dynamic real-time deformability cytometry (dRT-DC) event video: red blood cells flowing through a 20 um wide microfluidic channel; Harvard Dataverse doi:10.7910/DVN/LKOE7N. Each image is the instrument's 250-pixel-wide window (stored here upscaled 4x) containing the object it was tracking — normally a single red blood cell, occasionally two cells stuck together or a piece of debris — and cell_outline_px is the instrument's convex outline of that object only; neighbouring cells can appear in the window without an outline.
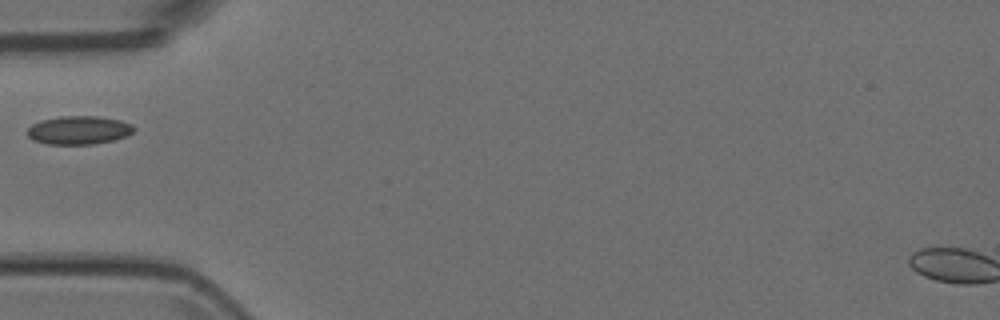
{"species": "Egyptian fruit bat (a non-hibernating species)", "species_latin": "Rousettus aegyptiacus", "temperature_condition": "room temperature", "stored_images_in_passage": 37, "camera_frame_rate_fps": 3000, "um_per_image_px": 0.085, "animal": {"sex": "female"}, "frame": {"image": 1, "passage_image": 1, "time_ms": 0.0, "image_size_px": [1000, 320], "cell_outline_px": [[136, 128], [128, 136], [96, 144], [48, 144], [32, 140], [28, 136], [28, 128], [32, 124], [40, 120], [60, 116], [96, 116], [120, 120], [132, 124]], "centroid_in_image_um": [6.7, 11.06], "position_along_channel_um": 78.3, "area_um2": 17.74}}
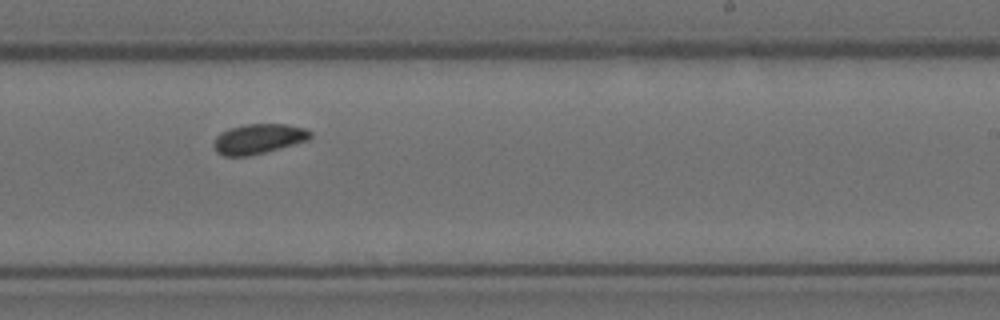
{"frame": {"image": 2, "passage_image": 16, "time_ms": 5.0, "image_size_px": [1000, 320], "cell_outline_px": [[312, 136], [308, 140], [280, 148], [248, 156], [224, 156], [216, 152], [212, 144], [216, 136], [220, 132], [228, 128], [244, 124], [288, 124], [304, 128], [312, 132]], "centroid_in_image_um": [21.94, 11.79], "position_along_channel_um": 267.1, "area_um2": 16.99}}
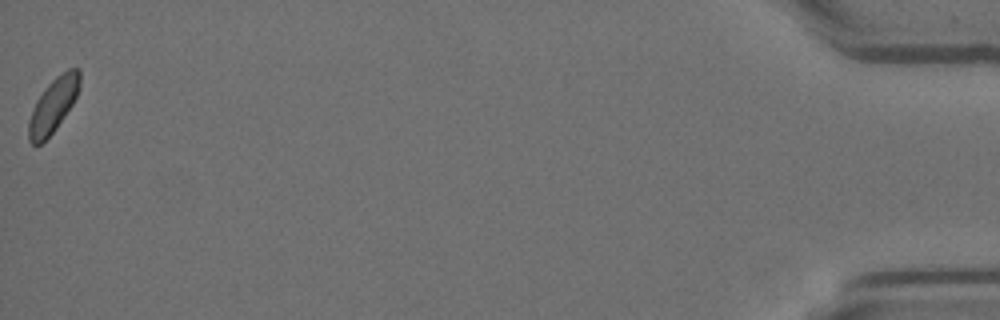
{"frame": {"image": 3, "passage_image": 37, "time_ms": 12.0, "image_size_px": [1000, 320], "cell_outline_px": [[80, 88], [72, 104], [56, 128], [40, 144], [32, 144], [28, 140], [28, 120], [32, 108], [36, 100], [44, 88], [56, 76], [68, 68], [80, 68]], "centroid_in_image_um": [4.51, 8.91], "position_along_channel_um": 430.7, "area_um2": 16.13}}